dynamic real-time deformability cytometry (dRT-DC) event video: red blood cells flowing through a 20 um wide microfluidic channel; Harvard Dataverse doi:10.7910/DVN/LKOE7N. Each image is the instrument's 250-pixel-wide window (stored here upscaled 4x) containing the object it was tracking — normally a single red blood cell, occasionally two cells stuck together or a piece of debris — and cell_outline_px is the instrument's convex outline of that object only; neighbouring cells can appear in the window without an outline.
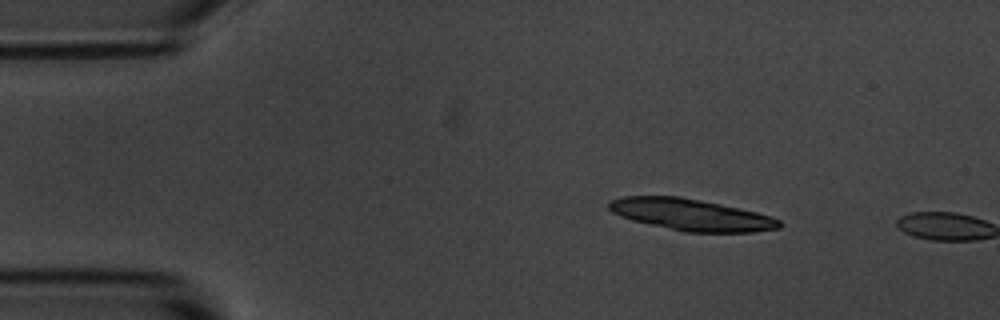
{"species": "common noctule bat (a hibernating species)", "species_latin": "Nyctalus noctula", "temperature_condition": "room temperature", "stored_images_in_passage": 2, "camera_frame_rate_fps": 3000, "um_per_image_px": 0.085, "animal": {"sex": "male", "body_mass_g": 20.1, "forearm_length_mm": 53.5}, "frame": {"image": 1, "passage_image": 1, "time_ms": 0.0, "image_size_px": [1000, 320], "cell_outline_px": [[780, 228], [752, 232], [684, 232], [632, 220], [620, 216], [612, 212], [608, 208], [608, 200], [624, 196], [680, 196], [720, 204], [756, 212], [772, 216], [780, 220]], "centroid_in_image_um": [58.71, 18.25], "position_along_channel_um": 26.3, "area_um2": 31.33}}